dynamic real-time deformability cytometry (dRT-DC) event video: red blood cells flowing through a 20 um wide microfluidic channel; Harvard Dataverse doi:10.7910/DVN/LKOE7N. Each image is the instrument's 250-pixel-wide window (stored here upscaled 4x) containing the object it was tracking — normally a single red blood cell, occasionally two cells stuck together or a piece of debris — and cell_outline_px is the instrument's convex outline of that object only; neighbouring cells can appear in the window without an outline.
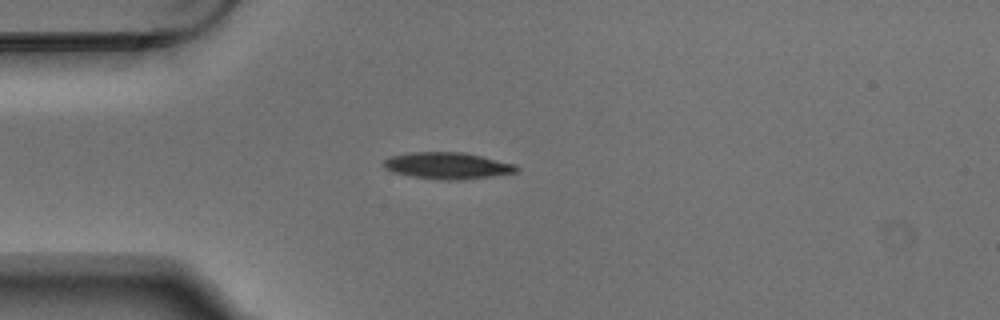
{"species": "Egyptian fruit bat (a non-hibernating species)", "species_latin": "Rousettus aegyptiacus", "temperature_condition": "warm", "stored_images_in_passage": 4, "camera_frame_rate_fps": 3000, "um_per_image_px": 0.085, "animal": {"sex": "male"}, "frame": {"image": 1, "passage_image": 3, "time_ms": 0.667, "image_size_px": [1000, 320], "cell_outline_px": [[520, 168], [516, 172], [492, 176], [464, 180], [440, 180], [412, 176], [392, 172], [384, 168], [380, 164], [384, 160], [392, 156], [412, 152], [460, 152], [480, 156], [516, 164]], "centroid_in_image_um": [38.02, 14.09], "position_along_channel_um": 47.0, "area_um2": 20.63}}